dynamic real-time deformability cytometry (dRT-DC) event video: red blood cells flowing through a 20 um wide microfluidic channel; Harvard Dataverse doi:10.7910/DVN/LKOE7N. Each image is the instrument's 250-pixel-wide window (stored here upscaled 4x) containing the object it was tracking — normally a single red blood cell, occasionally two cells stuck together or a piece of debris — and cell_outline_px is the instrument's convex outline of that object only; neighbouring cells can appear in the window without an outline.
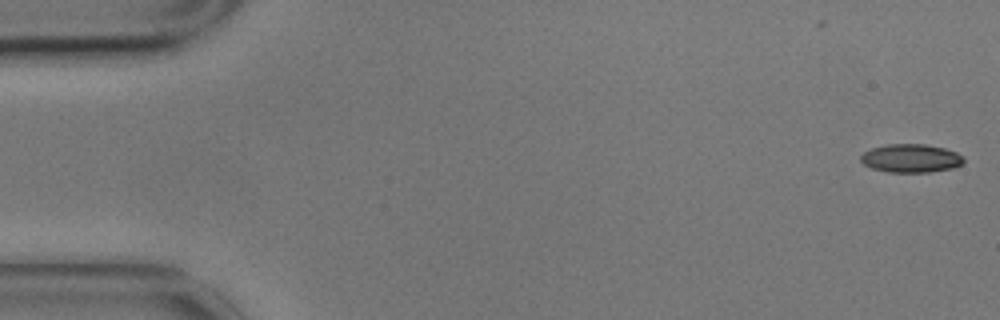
{"species": "common noctule bat (a hibernating species)", "species_latin": "Nyctalus noctula", "temperature_condition": "cold", "stored_images_in_passage": 2, "camera_frame_rate_fps": 3000, "um_per_image_px": 0.085, "animal": {"sex": "male", "body_mass_g": 17.9}, "frame": {"image": 1, "passage_image": 1, "time_ms": 0.0, "image_size_px": [1000, 320], "cell_outline_px": [[964, 160], [960, 164], [952, 168], [928, 172], [888, 172], [872, 168], [864, 164], [860, 160], [860, 156], [864, 152], [872, 148], [888, 144], [924, 144], [944, 148], [956, 152], [964, 156]], "centroid_in_image_um": [77.42, 13.45], "position_along_channel_um": 7.6, "area_um2": 16.94}}